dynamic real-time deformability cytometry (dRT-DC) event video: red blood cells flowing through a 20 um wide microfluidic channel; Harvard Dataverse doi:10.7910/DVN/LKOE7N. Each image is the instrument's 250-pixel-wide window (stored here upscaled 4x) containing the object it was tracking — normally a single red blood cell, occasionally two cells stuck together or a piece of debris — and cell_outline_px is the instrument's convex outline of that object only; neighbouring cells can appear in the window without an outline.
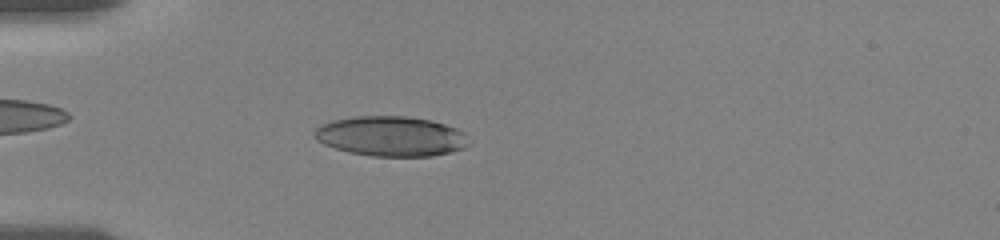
{"species": "human", "species_latin": "Homo sapiens", "temperature_condition": "room temperature", "stored_images_in_passage": 71, "camera_frame_rate_fps": 3000, "um_per_image_px": 0.085, "donor": {"sex": "female"}, "frame": {"image": 1, "passage_image": 28, "time_ms": 5.333, "image_size_px": [1000, 240], "cell_outline_px": [[468, 144], [464, 148], [432, 156], [372, 156], [352, 152], [336, 148], [324, 144], [316, 140], [312, 132], [316, 128], [332, 120], [356, 116], [404, 116], [432, 120], [456, 128], [464, 132]], "centroid_in_image_um": [33.22, 11.57], "position_along_channel_um": 51.8, "area_um2": 35.72}}
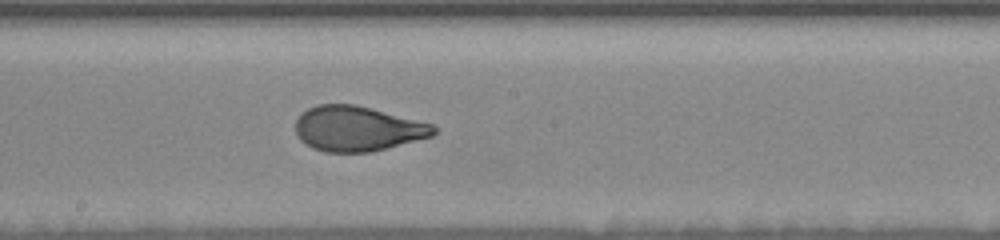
{"frame": {"image": 2, "passage_image": 55, "time_ms": 10.333, "image_size_px": [1000, 240], "cell_outline_px": [[436, 132], [432, 136], [372, 152], [328, 152], [312, 148], [300, 140], [296, 132], [296, 120], [308, 108], [316, 104], [356, 104], [372, 108], [432, 124], [436, 128]], "centroid_in_image_um": [30.38, 10.93], "position_along_channel_um": 217.8, "area_um2": 36.13}}
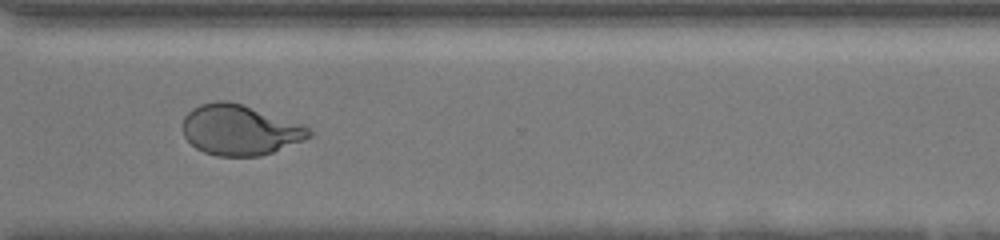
{"frame": {"image": 3, "passage_image": 70, "time_ms": 14.0, "image_size_px": [1000, 240], "cell_outline_px": [[312, 136], [304, 140], [272, 152], [260, 156], [216, 156], [204, 152], [196, 148], [184, 136], [184, 116], [192, 108], [200, 104], [216, 100], [228, 100], [304, 124], [312, 132]], "centroid_in_image_um": [20.39, 11.04], "position_along_channel_um": 350.2, "area_um2": 37.05}}